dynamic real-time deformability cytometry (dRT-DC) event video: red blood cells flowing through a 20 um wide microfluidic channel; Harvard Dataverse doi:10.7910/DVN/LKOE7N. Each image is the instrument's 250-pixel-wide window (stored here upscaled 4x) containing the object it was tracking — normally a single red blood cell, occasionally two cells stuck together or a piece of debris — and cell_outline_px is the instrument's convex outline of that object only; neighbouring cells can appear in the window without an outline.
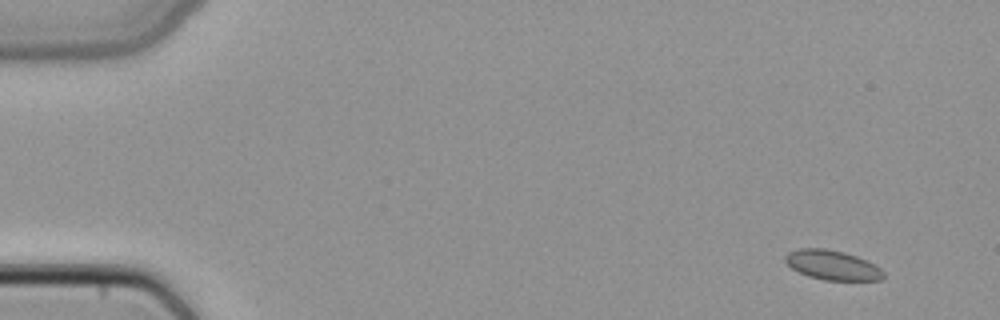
{"species": "common noctule bat (a hibernating species)", "species_latin": "Nyctalus noctula", "temperature_condition": "cold", "stored_images_in_passage": 6, "camera_frame_rate_fps": 3000, "um_per_image_px": 0.085, "animal": {"sex": "female", "body_mass_g": 22.7, "forearm_length_mm": 54.2}, "frame": {"image": 1, "passage_image": 2, "time_ms": 0.333, "image_size_px": [1000, 320], "cell_outline_px": [[884, 280], [824, 280], [808, 276], [792, 268], [784, 260], [784, 256], [788, 252], [800, 248], [824, 248], [844, 252], [856, 256], [880, 268], [884, 272]], "centroid_in_image_um": [70.73, 22.53], "position_along_channel_um": 14.3, "area_um2": 16.82}}
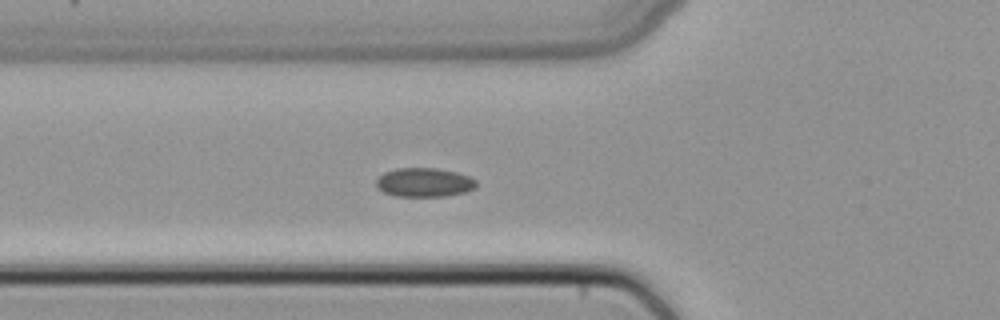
{"frame": {"image": 2, "passage_image": 6, "time_ms": 1.667, "image_size_px": [1000, 320], "cell_outline_px": [[476, 188], [464, 192], [444, 196], [396, 196], [384, 192], [376, 188], [376, 180], [384, 172], [396, 168], [436, 168], [456, 172], [468, 176], [476, 180]], "centroid_in_image_um": [36.04, 15.5], "position_along_channel_um": 89.8, "area_um2": 16.88}}